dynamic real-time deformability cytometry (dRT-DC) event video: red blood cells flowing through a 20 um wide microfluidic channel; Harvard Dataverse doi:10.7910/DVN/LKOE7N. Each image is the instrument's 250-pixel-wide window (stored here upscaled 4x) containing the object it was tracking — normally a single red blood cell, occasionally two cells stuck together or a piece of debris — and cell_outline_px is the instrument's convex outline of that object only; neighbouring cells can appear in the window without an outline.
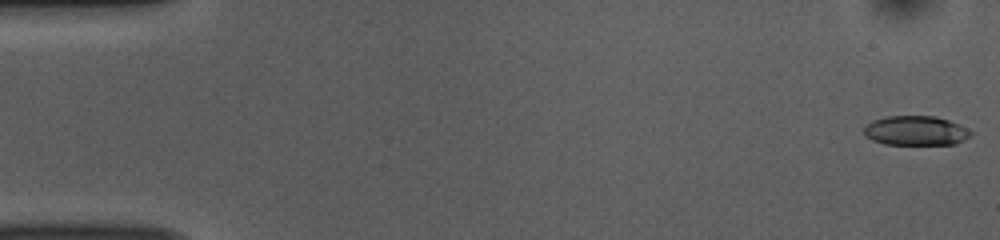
{"species": "common noctule bat (a hibernating species)", "species_latin": "Nyctalus noctula", "temperature_condition": "room temperature", "stored_images_in_passage": 53, "camera_frame_rate_fps": 3000, "um_per_image_px": 0.085, "animal": {"sex": "female", "body_mass_g": 10.0, "forearm_length_mm": 53.1}, "frame": {"image": 1, "passage_image": 1, "time_ms": 0.0, "image_size_px": [1000, 240], "cell_outline_px": [[972, 136], [956, 144], [884, 144], [872, 140], [864, 136], [864, 128], [872, 120], [888, 116], [936, 116], [960, 124], [968, 128], [972, 132]], "centroid_in_image_um": [77.86, 11.11], "position_along_channel_um": 7.1, "area_um2": 18.5}}
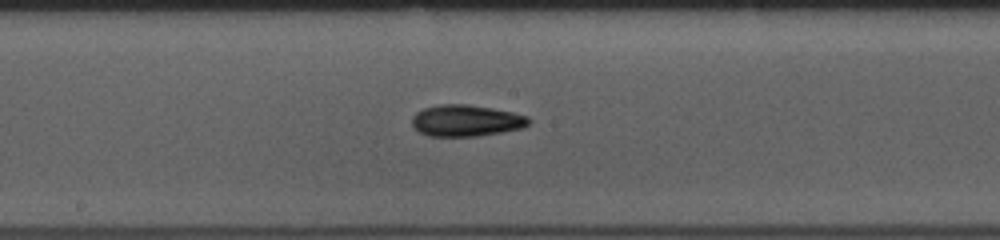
{"frame": {"image": 2, "passage_image": 28, "time_ms": 9.0, "image_size_px": [1000, 240], "cell_outline_px": [[532, 120], [524, 128], [476, 136], [428, 136], [420, 132], [412, 124], [412, 116], [416, 112], [424, 108], [440, 104], [468, 104], [492, 108], [512, 112], [528, 116]], "centroid_in_image_um": [39.63, 10.24], "position_along_channel_um": 208.6, "area_um2": 21.44}}
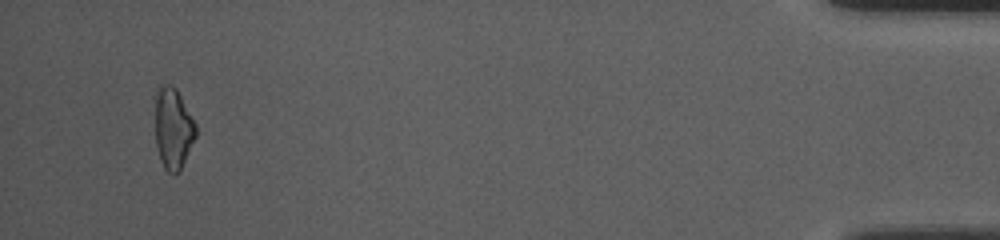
{"frame": {"image": 3, "passage_image": 51, "time_ms": 16.667, "image_size_px": [1000, 240], "cell_outline_px": [[196, 136], [180, 172], [172, 176], [164, 168], [160, 160], [156, 148], [156, 96], [160, 84], [172, 84], [176, 88], [196, 124]], "centroid_in_image_um": [14.72, 10.96], "position_along_channel_um": 420.5, "area_um2": 19.31}, "authors_computed_cell_mechanics": {"area_um2": 19.4208, "velocity_mm_per_s": 3.7634, "shape_relaxation_time_tau1_ms": 3.7507, "shape_relaxation_time_tau2_ms": 5.1338, "deformation_change_tau1": 0.0984, "deformation_change_tau2": 0.1357}}